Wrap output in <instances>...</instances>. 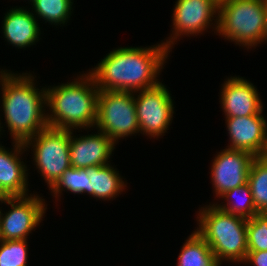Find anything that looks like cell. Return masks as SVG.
<instances>
[{
    "label": "cell",
    "instance_id": "6da1fadb",
    "mask_svg": "<svg viewBox=\"0 0 267 266\" xmlns=\"http://www.w3.org/2000/svg\"><path fill=\"white\" fill-rule=\"evenodd\" d=\"M169 53L163 42L144 48L119 47L88 73L99 91H141L160 82L157 78Z\"/></svg>",
    "mask_w": 267,
    "mask_h": 266
},
{
    "label": "cell",
    "instance_id": "7a4b0ae2",
    "mask_svg": "<svg viewBox=\"0 0 267 266\" xmlns=\"http://www.w3.org/2000/svg\"><path fill=\"white\" fill-rule=\"evenodd\" d=\"M0 71L2 110L13 142L25 143L48 127L46 120V87H36L29 73Z\"/></svg>",
    "mask_w": 267,
    "mask_h": 266
},
{
    "label": "cell",
    "instance_id": "3957f363",
    "mask_svg": "<svg viewBox=\"0 0 267 266\" xmlns=\"http://www.w3.org/2000/svg\"><path fill=\"white\" fill-rule=\"evenodd\" d=\"M99 89L86 72L71 82L46 88L47 125L54 129H89L97 121Z\"/></svg>",
    "mask_w": 267,
    "mask_h": 266
},
{
    "label": "cell",
    "instance_id": "277c9868",
    "mask_svg": "<svg viewBox=\"0 0 267 266\" xmlns=\"http://www.w3.org/2000/svg\"><path fill=\"white\" fill-rule=\"evenodd\" d=\"M197 214L198 228L195 230L210 246L217 262H241L246 258L247 219L227 213L216 204L201 207Z\"/></svg>",
    "mask_w": 267,
    "mask_h": 266
},
{
    "label": "cell",
    "instance_id": "5b68a950",
    "mask_svg": "<svg viewBox=\"0 0 267 266\" xmlns=\"http://www.w3.org/2000/svg\"><path fill=\"white\" fill-rule=\"evenodd\" d=\"M266 0H223L218 4L217 34L239 46L265 41Z\"/></svg>",
    "mask_w": 267,
    "mask_h": 266
},
{
    "label": "cell",
    "instance_id": "8992f818",
    "mask_svg": "<svg viewBox=\"0 0 267 266\" xmlns=\"http://www.w3.org/2000/svg\"><path fill=\"white\" fill-rule=\"evenodd\" d=\"M94 128L105 133L115 144L120 138L140 133L134 92L99 91Z\"/></svg>",
    "mask_w": 267,
    "mask_h": 266
},
{
    "label": "cell",
    "instance_id": "52a82bcc",
    "mask_svg": "<svg viewBox=\"0 0 267 266\" xmlns=\"http://www.w3.org/2000/svg\"><path fill=\"white\" fill-rule=\"evenodd\" d=\"M70 130L47 127L24 143L25 149H33V161L49 189L71 167Z\"/></svg>",
    "mask_w": 267,
    "mask_h": 266
},
{
    "label": "cell",
    "instance_id": "ba28073f",
    "mask_svg": "<svg viewBox=\"0 0 267 266\" xmlns=\"http://www.w3.org/2000/svg\"><path fill=\"white\" fill-rule=\"evenodd\" d=\"M134 97L140 133L150 139L164 136L175 108L167 87L159 82L154 87L134 92Z\"/></svg>",
    "mask_w": 267,
    "mask_h": 266
},
{
    "label": "cell",
    "instance_id": "9c48e42d",
    "mask_svg": "<svg viewBox=\"0 0 267 266\" xmlns=\"http://www.w3.org/2000/svg\"><path fill=\"white\" fill-rule=\"evenodd\" d=\"M29 195L1 198L0 203L11 207L4 214L0 208L2 241L27 240L28 235L44 219L47 209L45 200L37 194Z\"/></svg>",
    "mask_w": 267,
    "mask_h": 266
},
{
    "label": "cell",
    "instance_id": "30bf717a",
    "mask_svg": "<svg viewBox=\"0 0 267 266\" xmlns=\"http://www.w3.org/2000/svg\"><path fill=\"white\" fill-rule=\"evenodd\" d=\"M175 3L172 34L163 42L169 51L184 35L187 37L194 34L197 36L199 33L201 35L211 26L217 32L219 3L216 0H177ZM213 20H215L214 23H211Z\"/></svg>",
    "mask_w": 267,
    "mask_h": 266
},
{
    "label": "cell",
    "instance_id": "8fae6325",
    "mask_svg": "<svg viewBox=\"0 0 267 266\" xmlns=\"http://www.w3.org/2000/svg\"><path fill=\"white\" fill-rule=\"evenodd\" d=\"M255 156L250 152L225 148L218 152L211 166V182L215 196L248 182V173Z\"/></svg>",
    "mask_w": 267,
    "mask_h": 266
},
{
    "label": "cell",
    "instance_id": "7c38bea8",
    "mask_svg": "<svg viewBox=\"0 0 267 266\" xmlns=\"http://www.w3.org/2000/svg\"><path fill=\"white\" fill-rule=\"evenodd\" d=\"M220 102L225 118L263 115V103L253 83L243 77H230L222 84Z\"/></svg>",
    "mask_w": 267,
    "mask_h": 266
},
{
    "label": "cell",
    "instance_id": "4fadbf2b",
    "mask_svg": "<svg viewBox=\"0 0 267 266\" xmlns=\"http://www.w3.org/2000/svg\"><path fill=\"white\" fill-rule=\"evenodd\" d=\"M70 130V165L74 168L87 169L93 166H104L115 149V143L105 133L98 131L76 137ZM73 135V136H72ZM109 162V163H108Z\"/></svg>",
    "mask_w": 267,
    "mask_h": 266
},
{
    "label": "cell",
    "instance_id": "5bb4252c",
    "mask_svg": "<svg viewBox=\"0 0 267 266\" xmlns=\"http://www.w3.org/2000/svg\"><path fill=\"white\" fill-rule=\"evenodd\" d=\"M230 139L229 149L244 150L255 157L260 156L267 136V121L264 115L225 118Z\"/></svg>",
    "mask_w": 267,
    "mask_h": 266
},
{
    "label": "cell",
    "instance_id": "9a60e30c",
    "mask_svg": "<svg viewBox=\"0 0 267 266\" xmlns=\"http://www.w3.org/2000/svg\"><path fill=\"white\" fill-rule=\"evenodd\" d=\"M13 151L0 145V195L2 197L28 195V169L22 156L26 151L23 143L13 142Z\"/></svg>",
    "mask_w": 267,
    "mask_h": 266
},
{
    "label": "cell",
    "instance_id": "2e32d148",
    "mask_svg": "<svg viewBox=\"0 0 267 266\" xmlns=\"http://www.w3.org/2000/svg\"><path fill=\"white\" fill-rule=\"evenodd\" d=\"M26 7H14L7 11L2 23L5 40L16 48H26L38 42L41 35L36 16Z\"/></svg>",
    "mask_w": 267,
    "mask_h": 266
},
{
    "label": "cell",
    "instance_id": "e0dca14e",
    "mask_svg": "<svg viewBox=\"0 0 267 266\" xmlns=\"http://www.w3.org/2000/svg\"><path fill=\"white\" fill-rule=\"evenodd\" d=\"M87 175L90 179L89 195L96 199L113 200L127 187L119 171L112 167L111 163L87 168Z\"/></svg>",
    "mask_w": 267,
    "mask_h": 266
},
{
    "label": "cell",
    "instance_id": "ac0fdd59",
    "mask_svg": "<svg viewBox=\"0 0 267 266\" xmlns=\"http://www.w3.org/2000/svg\"><path fill=\"white\" fill-rule=\"evenodd\" d=\"M177 266H221L207 242L193 231L183 243Z\"/></svg>",
    "mask_w": 267,
    "mask_h": 266
},
{
    "label": "cell",
    "instance_id": "d6986e66",
    "mask_svg": "<svg viewBox=\"0 0 267 266\" xmlns=\"http://www.w3.org/2000/svg\"><path fill=\"white\" fill-rule=\"evenodd\" d=\"M238 196H240V201ZM222 198L226 201V204L224 202L220 204L216 203V206L227 213L238 215L246 219L252 218L254 215L258 214L248 182L227 191L220 197V199Z\"/></svg>",
    "mask_w": 267,
    "mask_h": 266
},
{
    "label": "cell",
    "instance_id": "ffe728a7",
    "mask_svg": "<svg viewBox=\"0 0 267 266\" xmlns=\"http://www.w3.org/2000/svg\"><path fill=\"white\" fill-rule=\"evenodd\" d=\"M30 4L34 15L55 26L67 24L73 9V0H32Z\"/></svg>",
    "mask_w": 267,
    "mask_h": 266
},
{
    "label": "cell",
    "instance_id": "44dd1931",
    "mask_svg": "<svg viewBox=\"0 0 267 266\" xmlns=\"http://www.w3.org/2000/svg\"><path fill=\"white\" fill-rule=\"evenodd\" d=\"M248 184L257 213H267V162L259 156L251 163Z\"/></svg>",
    "mask_w": 267,
    "mask_h": 266
},
{
    "label": "cell",
    "instance_id": "7402d4cb",
    "mask_svg": "<svg viewBox=\"0 0 267 266\" xmlns=\"http://www.w3.org/2000/svg\"><path fill=\"white\" fill-rule=\"evenodd\" d=\"M89 183L87 169L70 167L49 190L57 200L64 190H68L73 194L87 193L89 195Z\"/></svg>",
    "mask_w": 267,
    "mask_h": 266
},
{
    "label": "cell",
    "instance_id": "603a6c76",
    "mask_svg": "<svg viewBox=\"0 0 267 266\" xmlns=\"http://www.w3.org/2000/svg\"><path fill=\"white\" fill-rule=\"evenodd\" d=\"M246 236L248 251L267 250L266 213H258L247 219Z\"/></svg>",
    "mask_w": 267,
    "mask_h": 266
},
{
    "label": "cell",
    "instance_id": "cb8c5ba5",
    "mask_svg": "<svg viewBox=\"0 0 267 266\" xmlns=\"http://www.w3.org/2000/svg\"><path fill=\"white\" fill-rule=\"evenodd\" d=\"M27 240L0 241V266H27Z\"/></svg>",
    "mask_w": 267,
    "mask_h": 266
},
{
    "label": "cell",
    "instance_id": "d4e9b609",
    "mask_svg": "<svg viewBox=\"0 0 267 266\" xmlns=\"http://www.w3.org/2000/svg\"><path fill=\"white\" fill-rule=\"evenodd\" d=\"M244 262L254 266H267V250L248 251Z\"/></svg>",
    "mask_w": 267,
    "mask_h": 266
},
{
    "label": "cell",
    "instance_id": "484cf974",
    "mask_svg": "<svg viewBox=\"0 0 267 266\" xmlns=\"http://www.w3.org/2000/svg\"><path fill=\"white\" fill-rule=\"evenodd\" d=\"M259 157L262 158L265 162H267V136H266L263 152L261 153Z\"/></svg>",
    "mask_w": 267,
    "mask_h": 266
},
{
    "label": "cell",
    "instance_id": "4316f807",
    "mask_svg": "<svg viewBox=\"0 0 267 266\" xmlns=\"http://www.w3.org/2000/svg\"><path fill=\"white\" fill-rule=\"evenodd\" d=\"M267 41V0H266V22H265V42Z\"/></svg>",
    "mask_w": 267,
    "mask_h": 266
},
{
    "label": "cell",
    "instance_id": "83f0119b",
    "mask_svg": "<svg viewBox=\"0 0 267 266\" xmlns=\"http://www.w3.org/2000/svg\"><path fill=\"white\" fill-rule=\"evenodd\" d=\"M0 241H2V237H1V215H0Z\"/></svg>",
    "mask_w": 267,
    "mask_h": 266
},
{
    "label": "cell",
    "instance_id": "f1b7e54d",
    "mask_svg": "<svg viewBox=\"0 0 267 266\" xmlns=\"http://www.w3.org/2000/svg\"><path fill=\"white\" fill-rule=\"evenodd\" d=\"M0 121H1V120H0ZM2 128H3V126L1 127V122H0V132L3 130ZM0 134H1V133H0Z\"/></svg>",
    "mask_w": 267,
    "mask_h": 266
}]
</instances>
